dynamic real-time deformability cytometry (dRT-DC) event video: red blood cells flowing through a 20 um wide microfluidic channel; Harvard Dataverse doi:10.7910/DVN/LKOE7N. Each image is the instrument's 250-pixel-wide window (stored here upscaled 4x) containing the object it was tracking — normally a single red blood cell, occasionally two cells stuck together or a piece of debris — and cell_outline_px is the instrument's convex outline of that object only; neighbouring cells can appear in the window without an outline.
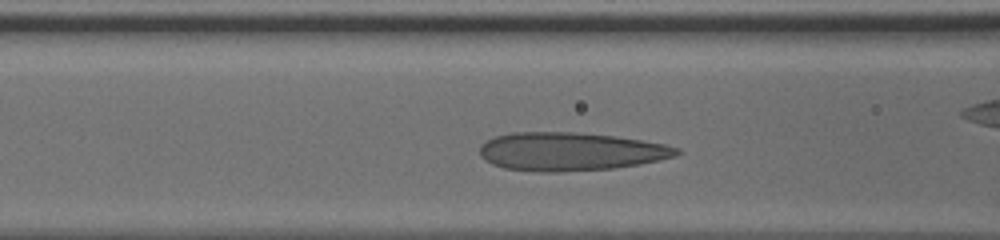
{"species": "human", "species_latin": "Homo sapiens", "temperature_condition": "cold", "stored_images_in_passage": 30, "camera_frame_rate_fps": 3000, "um_per_image_px": 0.085, "donor": {"sex": "male"}, "frame": {"image": 1, "passage_image": 7, "time_ms": 2.0, "image_size_px": [1000, 240], "cell_outline_px": [[680, 152], [676, 156], [660, 160], [612, 168], [560, 172], [540, 172], [504, 168], [492, 164], [484, 160], [480, 156], [480, 144], [496, 136], [512, 132], [576, 132], [612, 136], [640, 140], [664, 144], [680, 148]], "centroid_in_image_um": [48.44, 12.88], "position_along_channel_um": 118.2, "area_um2": 43.87}}
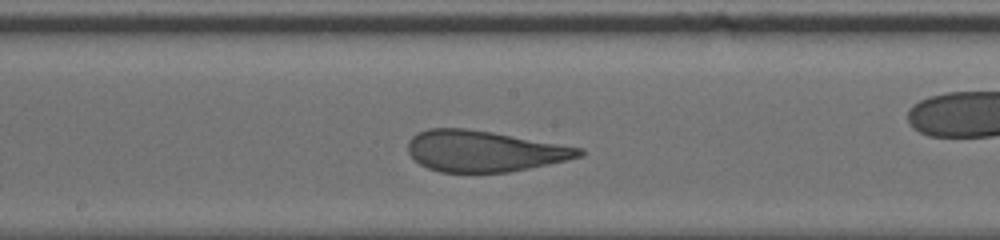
{"frame": {"image": 2, "passage_image": 14, "time_ms": 4.333, "image_size_px": [1000, 240], "cell_outline_px": [[584, 156], [548, 164], [508, 172], [440, 172], [428, 168], [420, 164], [408, 152], [408, 140], [412, 136], [428, 128], [464, 128], [492, 132], [584, 148]], "centroid_in_image_um": [41.15, 12.84], "position_along_channel_um": 207.0, "area_um2": 40.81}}
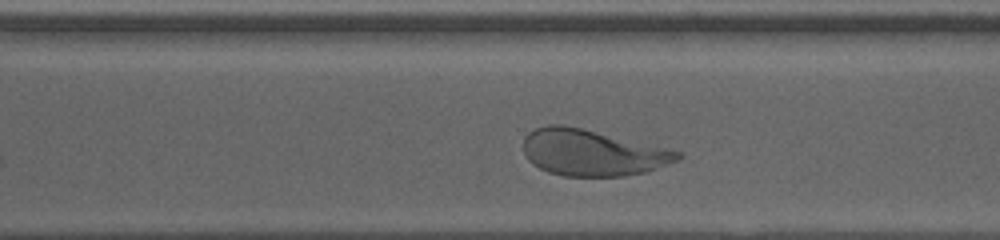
{"frame": {"image": 3, "passage_image": 23, "time_ms": 7.333, "image_size_px": [1000, 240], "cell_outline_px": [[684, 156], [676, 160], [644, 172], [624, 176], [564, 176], [548, 172], [532, 164], [528, 160], [524, 152], [524, 136], [528, 132], [536, 128], [548, 124], [564, 124], [664, 148], [680, 152]], "centroid_in_image_um": [50.25, 12.97], "position_along_channel_um": 320.3, "area_um2": 40.98}}